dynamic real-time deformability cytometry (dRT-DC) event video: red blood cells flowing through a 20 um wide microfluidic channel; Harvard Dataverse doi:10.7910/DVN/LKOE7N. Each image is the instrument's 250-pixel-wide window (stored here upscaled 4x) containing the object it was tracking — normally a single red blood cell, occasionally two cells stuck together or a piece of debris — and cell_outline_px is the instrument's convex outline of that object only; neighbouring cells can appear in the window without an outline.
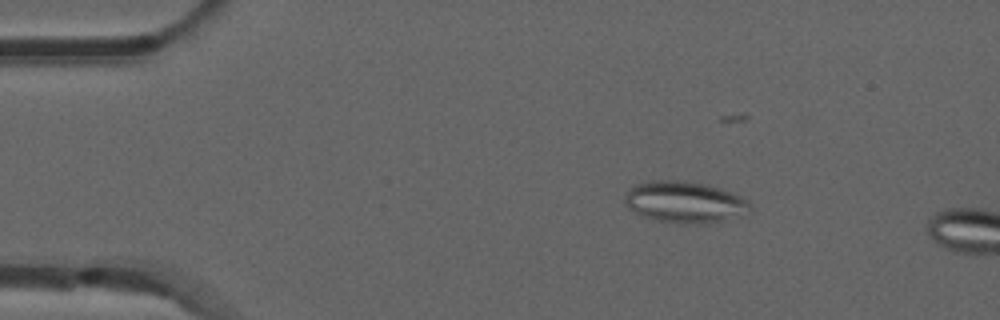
{"species": "common noctule bat (a hibernating species)", "species_latin": "Nyctalus noctula", "temperature_condition": "room temperature", "stored_images_in_passage": 12, "camera_frame_rate_fps": 3000, "um_per_image_px": 0.085, "animal": {"sex": "male", "forearm_length_mm": 52.5}, "frame": {"image": 1, "passage_image": 9, "time_ms": 2.667, "image_size_px": [1000, 320], "cell_outline_px": [[752, 208], [708, 224], [684, 224], [656, 220], [644, 216], [628, 208], [624, 200], [624, 196], [628, 188], [636, 184], [652, 180], [680, 180], [704, 184], [740, 196], [748, 200], [752, 204]], "centroid_in_image_um": [58.1, 17.16], "position_along_channel_um": 26.9, "area_um2": 29.71}}